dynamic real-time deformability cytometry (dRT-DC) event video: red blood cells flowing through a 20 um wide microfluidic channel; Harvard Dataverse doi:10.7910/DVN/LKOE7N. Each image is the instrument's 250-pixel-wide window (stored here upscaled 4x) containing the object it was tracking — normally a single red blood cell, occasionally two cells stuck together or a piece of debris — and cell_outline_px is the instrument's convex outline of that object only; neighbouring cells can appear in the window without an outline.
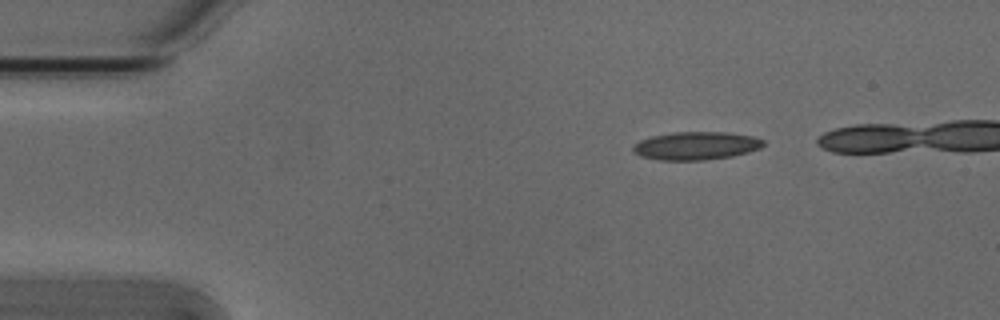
{"species": "Egyptian fruit bat (a non-hibernating species)", "species_latin": "Rousettus aegyptiacus", "temperature_condition": "cold", "stored_images_in_passage": 4, "camera_frame_rate_fps": 3000, "um_per_image_px": 0.085, "animal": {"sex": "male"}, "frame": {"image": 1, "passage_image": 1, "time_ms": 0.0, "image_size_px": [1000, 320], "cell_outline_px": [[764, 144], [760, 148], [748, 152], [732, 156], [704, 160], [660, 160], [640, 156], [632, 148], [640, 140], [652, 136], [676, 132], [728, 132], [752, 136], [764, 140]], "centroid_in_image_um": [59.19, 12.39], "position_along_channel_um": 25.8, "area_um2": 21.15}}